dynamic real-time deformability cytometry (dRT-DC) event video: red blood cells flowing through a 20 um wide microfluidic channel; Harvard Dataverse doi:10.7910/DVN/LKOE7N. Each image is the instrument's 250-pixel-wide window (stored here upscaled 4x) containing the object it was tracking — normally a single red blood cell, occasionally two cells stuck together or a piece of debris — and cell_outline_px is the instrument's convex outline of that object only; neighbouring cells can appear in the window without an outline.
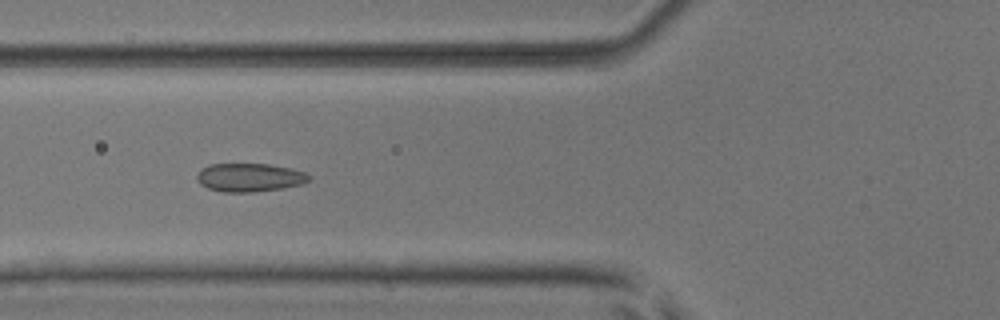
{"species": "common noctule bat (a hibernating species)", "species_latin": "Nyctalus noctula", "temperature_condition": "room temperature", "stored_images_in_passage": 52, "segment_of_instrument_passage": [1, 2], "camera_frame_rate_fps": 3000, "um_per_image_px": 0.085, "animal": {"sex": "male", "body_mass_g": 17.9, "forearm_length_mm": 54.2}, "frame": {"image": 1, "passage_image": 20, "time_ms": 6.333, "image_size_px": [1000, 320], "cell_outline_px": [[312, 180], [300, 184], [284, 188], [252, 192], [224, 192], [208, 188], [200, 184], [196, 180], [196, 176], [200, 168], [208, 164], [268, 164], [292, 168], [304, 172], [312, 176]], "centroid_in_image_um": [21.21, 15.08], "position_along_channel_um": 104.6, "area_um2": 18.79}}
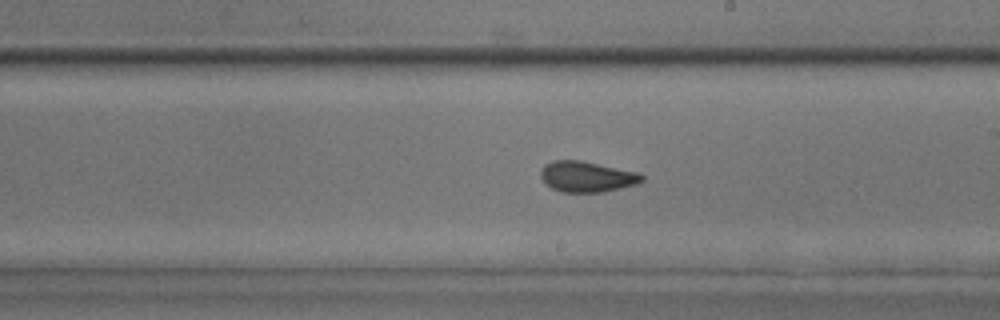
{"frame": {"image": 2, "passage_image": 30, "time_ms": 9.667, "image_size_px": [1000, 320], "cell_outline_px": [[644, 180], [636, 184], [604, 192], [560, 192], [552, 188], [540, 176], [540, 168], [544, 164], [552, 160], [580, 160], [636, 172], [644, 176]], "centroid_in_image_um": [49.85, 15.01], "position_along_channel_um": 239.2, "area_um2": 18.03}}
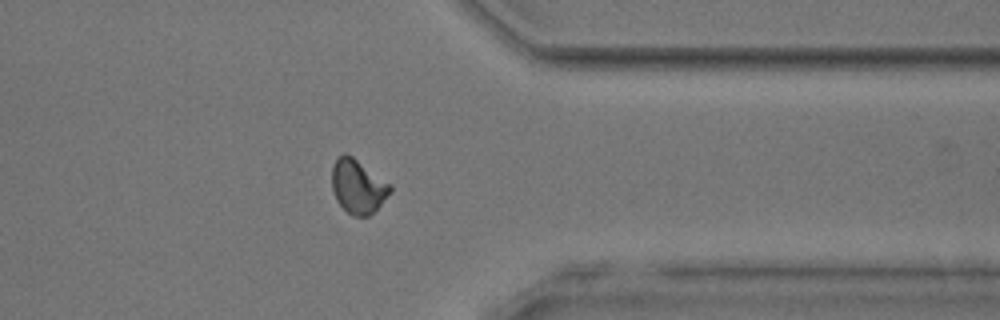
{"frame": {"image": 3, "passage_image": 41, "time_ms": 13.333, "image_size_px": [1000, 320], "cell_outline_px": [[392, 192], [368, 216], [352, 216], [336, 200], [332, 188], [332, 164], [344, 152], [352, 156], [392, 184]], "centroid_in_image_um": [30.43, 15.83], "position_along_channel_um": 381.0, "area_um2": 18.26}}